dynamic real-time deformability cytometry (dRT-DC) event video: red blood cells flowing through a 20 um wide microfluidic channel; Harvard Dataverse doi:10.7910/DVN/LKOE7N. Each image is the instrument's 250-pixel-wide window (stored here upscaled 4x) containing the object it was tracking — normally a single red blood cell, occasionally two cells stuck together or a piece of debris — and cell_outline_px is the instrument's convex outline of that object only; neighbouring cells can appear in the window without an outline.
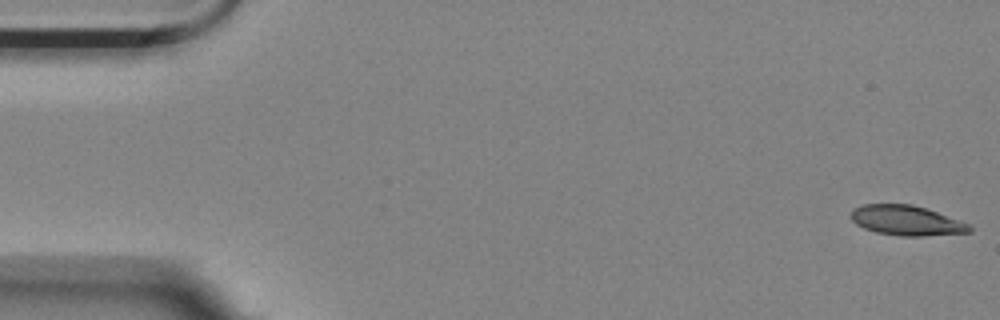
{"species": "Egyptian fruit bat (a non-hibernating species)", "species_latin": "Rousettus aegyptiacus", "temperature_condition": "room temperature", "stored_images_in_passage": 5, "camera_frame_rate_fps": 3000, "um_per_image_px": 0.085, "animal": {"sex": "female"}, "frame": {"image": 1, "passage_image": 1, "time_ms": 0.0, "image_size_px": [1000, 320], "cell_outline_px": [[972, 232], [924, 236], [900, 236], [876, 232], [864, 228], [856, 224], [852, 220], [852, 208], [860, 204], [912, 204], [960, 220], [968, 224], [972, 228]], "centroid_in_image_um": [77.03, 18.74], "position_along_channel_um": 8.0, "area_um2": 20.63}}